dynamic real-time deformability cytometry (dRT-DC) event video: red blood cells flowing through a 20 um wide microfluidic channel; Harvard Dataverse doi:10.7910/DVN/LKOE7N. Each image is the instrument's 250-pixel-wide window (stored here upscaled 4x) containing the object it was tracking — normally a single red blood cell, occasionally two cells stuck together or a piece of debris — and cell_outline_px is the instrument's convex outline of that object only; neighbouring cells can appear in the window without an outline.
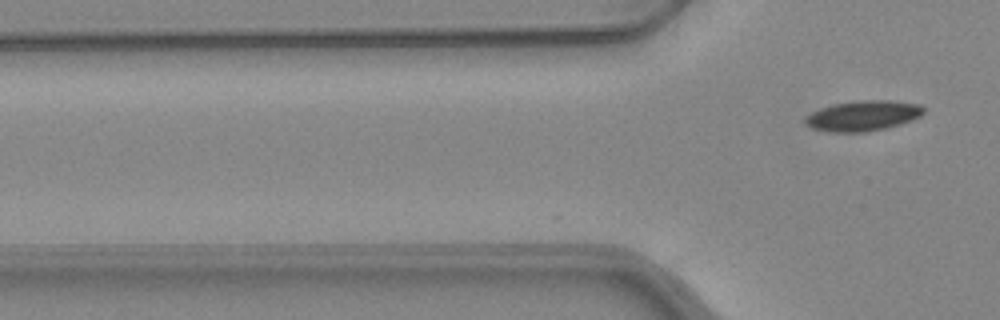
{"species": "common noctule bat (a hibernating species)", "species_latin": "Nyctalus noctula", "temperature_condition": "warm", "stored_images_in_passage": 2, "camera_frame_rate_fps": 3000, "um_per_image_px": 0.085, "animal": {"sex": "female", "body_mass_g": 24.6, "forearm_length_mm": 56.2}, "frame": {"image": 1, "passage_image": 2, "time_ms": 0.333, "image_size_px": [1000, 320], "cell_outline_px": [[924, 112], [920, 116], [912, 120], [900, 124], [868, 132], [828, 132], [812, 128], [804, 124], [804, 120], [812, 112], [820, 108], [836, 104], [860, 100], [892, 100], [920, 104], [924, 108]], "centroid_in_image_um": [73.36, 9.84], "position_along_channel_um": 52.4, "area_um2": 20.92}}